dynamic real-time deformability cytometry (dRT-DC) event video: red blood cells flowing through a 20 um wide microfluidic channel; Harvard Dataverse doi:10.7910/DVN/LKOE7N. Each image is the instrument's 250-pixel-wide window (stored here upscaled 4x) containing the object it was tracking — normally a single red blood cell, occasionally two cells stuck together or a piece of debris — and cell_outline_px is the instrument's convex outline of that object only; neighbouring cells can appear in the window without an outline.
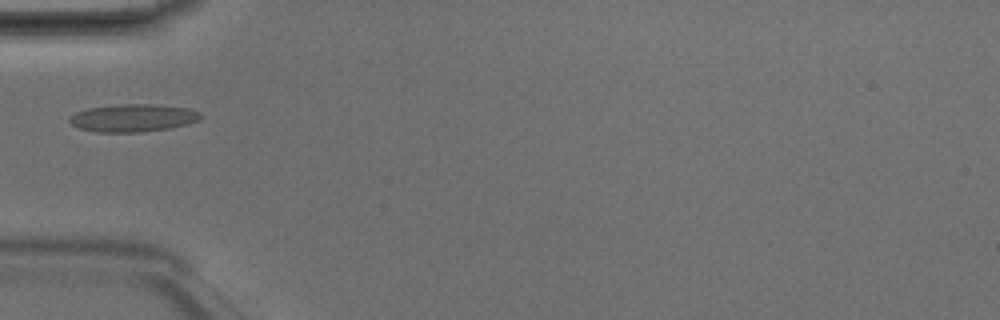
{"species": "Egyptian fruit bat (a non-hibernating species)", "species_latin": "Rousettus aegyptiacus", "temperature_condition": "room temperature", "stored_images_in_passage": 1, "camera_frame_rate_fps": 3000, "um_per_image_px": 0.085, "animal": {"sex": "male"}, "frame": {"image": 1, "passage_image": 1, "time_ms": 0.0, "image_size_px": [1000, 320], "cell_outline_px": [[200, 120], [188, 124], [172, 128], [140, 132], [96, 132], [80, 128], [72, 124], [68, 120], [68, 116], [76, 112], [88, 108], [120, 104], [156, 104], [188, 108], [200, 112]], "centroid_in_image_um": [11.31, 10.02], "position_along_channel_um": 73.7, "area_um2": 21.27}}